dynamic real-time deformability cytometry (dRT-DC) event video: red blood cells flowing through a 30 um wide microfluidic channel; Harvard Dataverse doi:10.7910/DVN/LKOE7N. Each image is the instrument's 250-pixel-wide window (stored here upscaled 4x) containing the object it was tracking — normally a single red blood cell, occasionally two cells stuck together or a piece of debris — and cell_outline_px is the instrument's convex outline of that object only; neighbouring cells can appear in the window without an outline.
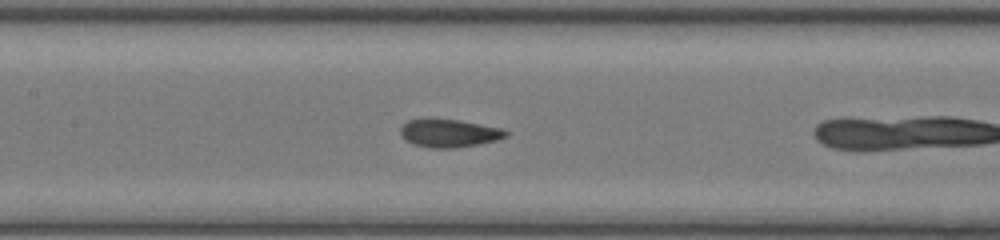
{"species": "common noctule bat (a hibernating species)", "species_latin": "Nyctalus noctula", "temperature_condition": "room temperature", "stored_images_in_passage": 10, "camera_frame_rate_fps": 3000, "um_per_image_px": 0.085, "animal": {"sex": "female", "body_mass_g": 17.0, "forearm_length_mm": 48.0}, "frame": {"image": 1, "passage_image": 9, "time_ms": 2.667, "image_size_px": [1000, 240], "cell_outline_px": [[508, 136], [496, 140], [480, 144], [456, 148], [432, 148], [412, 144], [404, 140], [400, 136], [400, 124], [408, 120], [428, 116], [432, 116], [460, 120], [504, 128], [508, 132]], "centroid_in_image_um": [38.11, 11.28], "position_along_channel_um": 169.3, "area_um2": 18.15}}